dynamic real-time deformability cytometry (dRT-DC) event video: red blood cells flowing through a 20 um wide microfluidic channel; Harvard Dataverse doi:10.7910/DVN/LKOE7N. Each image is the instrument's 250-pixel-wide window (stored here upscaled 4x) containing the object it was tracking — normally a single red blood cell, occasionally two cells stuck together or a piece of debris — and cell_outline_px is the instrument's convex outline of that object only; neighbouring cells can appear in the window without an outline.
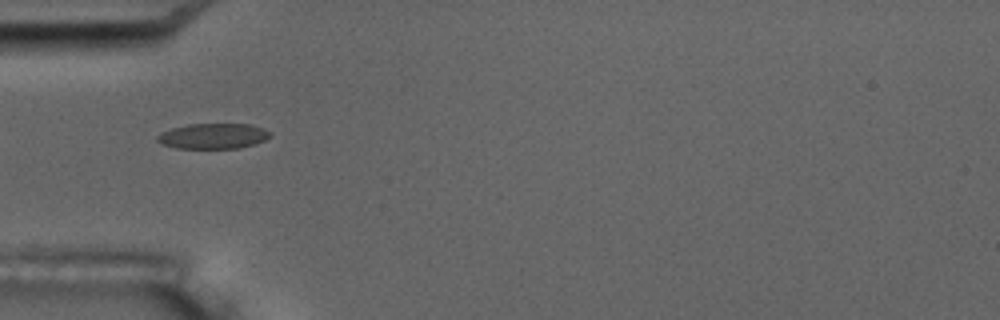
{"species": "common noctule bat (a hibernating species)", "species_latin": "Nyctalus noctula", "temperature_condition": "room temperature", "stored_images_in_passage": 6, "camera_frame_rate_fps": 3000, "um_per_image_px": 0.085, "animal": {"sex": "male", "body_mass_g": 17.5, "forearm_length_mm": 52.3}, "frame": {"image": 1, "passage_image": 1, "time_ms": 0.0, "image_size_px": [1000, 320], "cell_outline_px": [[272, 136], [264, 140], [240, 148], [176, 148], [160, 144], [156, 140], [156, 136], [160, 132], [172, 128], [188, 124], [252, 124], [272, 132]], "centroid_in_image_um": [18.09, 11.56], "position_along_channel_um": 66.9, "area_um2": 16.82}}
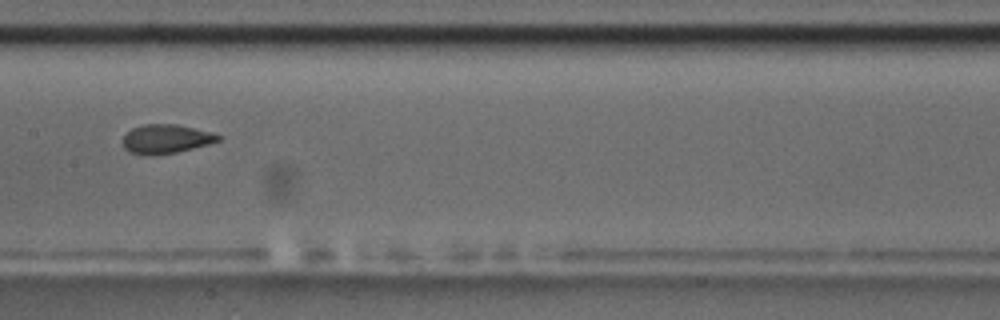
{"frame": {"image": 2, "passage_image": 4, "time_ms": 3.667, "image_size_px": [1000, 320], "cell_outline_px": [[224, 136], [220, 140], [208, 144], [176, 152], [156, 156], [144, 156], [128, 152], [124, 148], [124, 136], [132, 128], [144, 124], [176, 124], [212, 132]], "centroid_in_image_um": [14.11, 11.82], "position_along_channel_um": 193.3, "area_um2": 16.3}}